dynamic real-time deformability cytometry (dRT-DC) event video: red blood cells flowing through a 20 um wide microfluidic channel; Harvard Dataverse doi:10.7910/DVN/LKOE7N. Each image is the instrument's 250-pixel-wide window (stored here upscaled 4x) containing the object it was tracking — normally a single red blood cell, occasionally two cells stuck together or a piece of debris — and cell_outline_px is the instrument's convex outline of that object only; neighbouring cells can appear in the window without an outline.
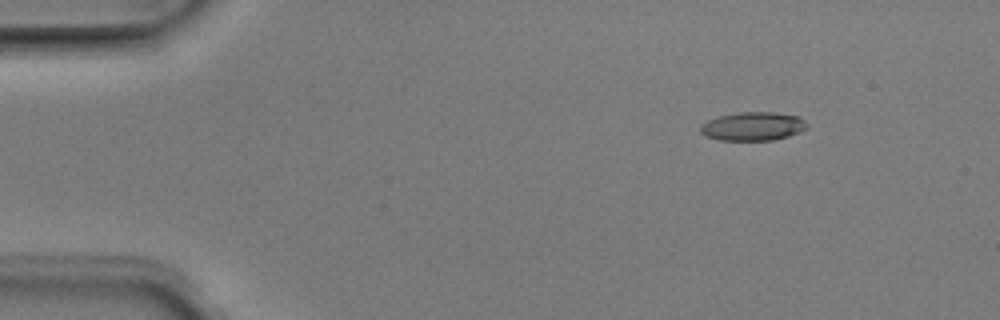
{"species": "Egyptian fruit bat (a non-hibernating species)", "species_latin": "Rousettus aegyptiacus", "temperature_condition": "room temperature", "stored_images_in_passage": 3, "camera_frame_rate_fps": 3000, "um_per_image_px": 0.085, "animal": {"sex": "male"}, "frame": {"image": 1, "passage_image": 2, "time_ms": 0.333, "image_size_px": [1000, 320], "cell_outline_px": [[808, 128], [800, 132], [788, 136], [772, 140], [720, 140], [704, 136], [700, 132], [700, 124], [716, 116], [736, 112], [772, 112], [800, 116], [808, 124]], "centroid_in_image_um": [63.98, 10.73], "position_along_channel_um": 21.0, "area_um2": 18.03}}